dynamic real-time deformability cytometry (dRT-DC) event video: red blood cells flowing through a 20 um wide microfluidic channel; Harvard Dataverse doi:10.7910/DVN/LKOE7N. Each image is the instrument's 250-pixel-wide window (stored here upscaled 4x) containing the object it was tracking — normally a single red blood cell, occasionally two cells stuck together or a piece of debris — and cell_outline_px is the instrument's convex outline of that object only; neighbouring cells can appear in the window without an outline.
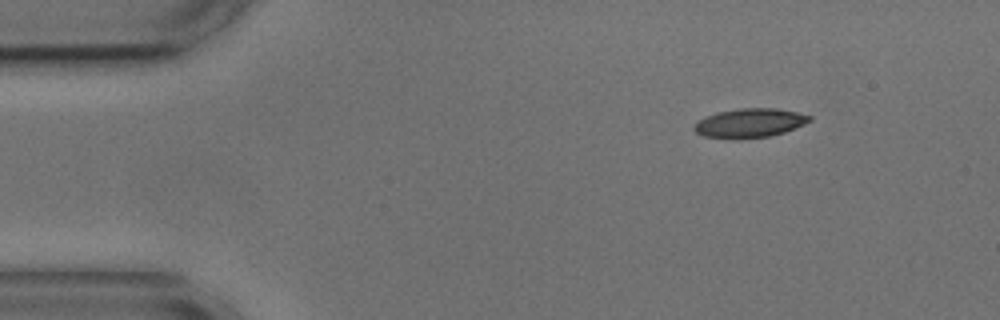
{"species": "common noctule bat (a hibernating species)", "species_latin": "Nyctalus noctula", "temperature_condition": "cold", "stored_images_in_passage": 5, "camera_frame_rate_fps": 3000, "um_per_image_px": 0.085, "animal": {"sex": "male", "body_mass_g": 17.9, "forearm_length_mm": 54.2}, "frame": {"image": 1, "passage_image": 1, "time_ms": 0.0, "image_size_px": [1000, 320], "cell_outline_px": [[812, 120], [804, 124], [784, 132], [772, 136], [740, 140], [704, 136], [696, 132], [692, 128], [696, 120], [704, 116], [716, 112], [740, 108], [776, 108], [796, 112], [812, 116]], "centroid_in_image_um": [63.68, 10.46], "position_along_channel_um": 21.3, "area_um2": 19.94}}